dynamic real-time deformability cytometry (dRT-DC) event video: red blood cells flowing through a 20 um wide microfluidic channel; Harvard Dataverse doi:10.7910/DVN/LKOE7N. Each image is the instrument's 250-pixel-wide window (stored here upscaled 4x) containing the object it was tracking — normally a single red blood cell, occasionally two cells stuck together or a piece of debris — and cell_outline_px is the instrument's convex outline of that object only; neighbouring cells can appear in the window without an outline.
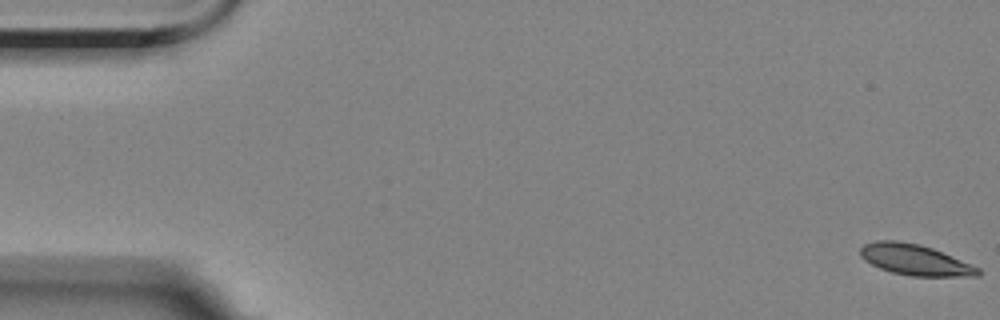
{"species": "Egyptian fruit bat (a non-hibernating species)", "species_latin": "Rousettus aegyptiacus", "temperature_condition": "room temperature", "stored_images_in_passage": 18, "camera_frame_rate_fps": 3000, "um_per_image_px": 0.085, "animal": {"sex": "female"}, "frame": {"image": 1, "passage_image": 1, "time_ms": 0.0, "image_size_px": [1000, 320], "cell_outline_px": [[980, 276], [912, 276], [892, 272], [880, 268], [864, 260], [860, 256], [860, 248], [864, 244], [876, 240], [896, 240], [920, 244], [932, 248], [952, 256], [980, 268]], "centroid_in_image_um": [77.76, 22.07], "position_along_channel_um": 7.2, "area_um2": 21.1}}
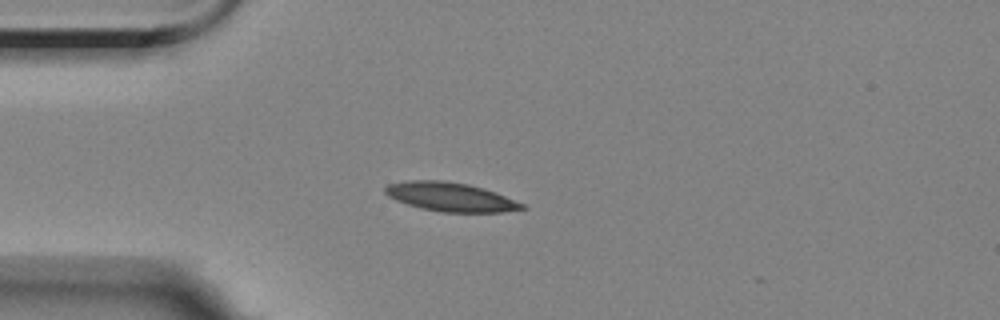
{"frame": {"image": 2, "passage_image": 15, "time_ms": 4.667, "image_size_px": [1000, 320], "cell_outline_px": [[528, 208], [504, 212], [440, 212], [420, 208], [396, 200], [388, 196], [384, 192], [384, 188], [388, 184], [408, 180], [444, 180], [468, 184], [484, 188], [496, 192], [524, 204]], "centroid_in_image_um": [38.3, 16.73], "position_along_channel_um": 46.7, "area_um2": 23.18}}